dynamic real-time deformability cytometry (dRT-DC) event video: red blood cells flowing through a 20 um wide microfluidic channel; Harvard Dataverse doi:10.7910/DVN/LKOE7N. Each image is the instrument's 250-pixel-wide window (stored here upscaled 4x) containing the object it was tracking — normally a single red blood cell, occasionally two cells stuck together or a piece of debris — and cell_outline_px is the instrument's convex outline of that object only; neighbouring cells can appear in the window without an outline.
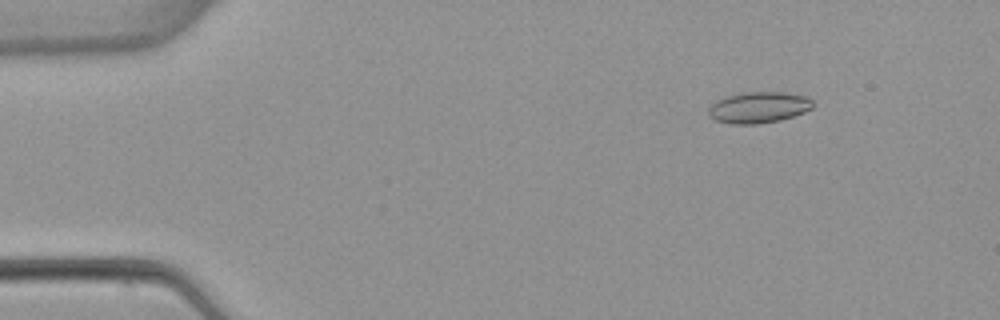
{"species": "common noctule bat (a hibernating species)", "species_latin": "Nyctalus noctula", "temperature_condition": "warm", "stored_images_in_passage": 5, "camera_frame_rate_fps": 3000, "um_per_image_px": 0.085, "animal": {"sex": "female", "body_mass_g": 22.7, "forearm_length_mm": 54.2}, "frame": {"image": 1, "passage_image": 2, "time_ms": 1.0, "image_size_px": [1000, 320], "cell_outline_px": [[816, 104], [812, 108], [804, 112], [780, 120], [756, 124], [732, 124], [716, 120], [708, 116], [708, 108], [716, 100], [728, 96], [744, 92], [784, 92], [804, 96], [812, 100]], "centroid_in_image_um": [64.48, 9.13], "position_along_channel_um": 20.5, "area_um2": 18.96}}
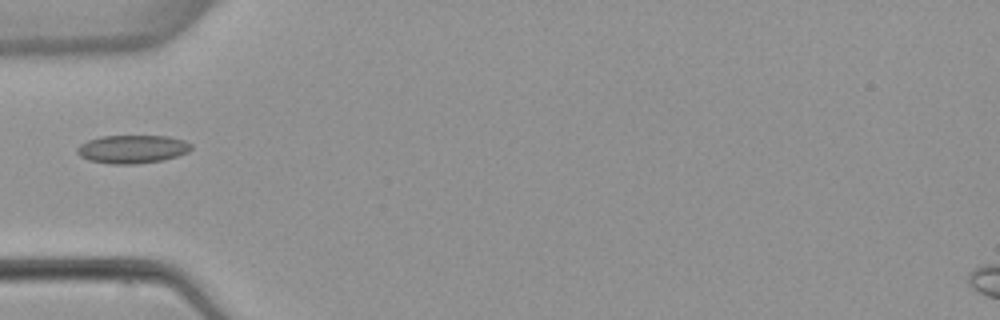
{"frame": {"image": 2, "passage_image": 5, "time_ms": 4.667, "image_size_px": [1000, 320], "cell_outline_px": [[192, 148], [188, 152], [176, 156], [160, 160], [136, 164], [112, 164], [88, 160], [80, 156], [76, 152], [76, 148], [80, 144], [88, 140], [100, 136], [168, 136], [184, 140], [192, 144]], "centroid_in_image_um": [11.23, 12.67], "position_along_channel_um": 73.8, "area_um2": 18.79}}